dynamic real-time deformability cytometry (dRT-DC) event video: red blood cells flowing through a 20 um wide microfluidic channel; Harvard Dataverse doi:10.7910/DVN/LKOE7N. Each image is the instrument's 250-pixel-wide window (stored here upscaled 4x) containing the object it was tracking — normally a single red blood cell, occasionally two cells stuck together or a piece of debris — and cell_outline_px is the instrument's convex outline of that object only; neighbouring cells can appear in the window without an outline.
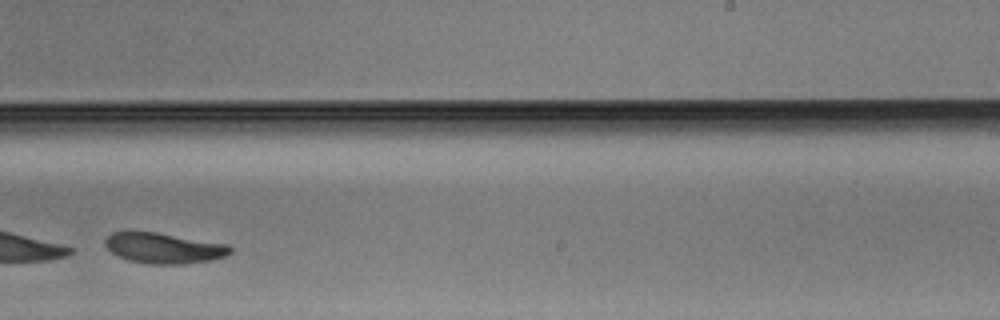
{"species": "Egyptian fruit bat (a non-hibernating species)", "species_latin": "Rousettus aegyptiacus", "temperature_condition": "warm", "stored_images_in_passage": 24, "camera_frame_rate_fps": 3000, "um_per_image_px": 0.085, "animal": {"sex": "male"}, "frame": {"image": 1, "passage_image": 17, "time_ms": 5.333, "image_size_px": [1000, 320], "cell_outline_px": [[232, 252], [224, 256], [212, 260], [184, 264], [148, 264], [128, 260], [112, 252], [104, 244], [104, 240], [112, 232], [156, 232], [228, 244], [232, 248]], "centroid_in_image_um": [13.95, 21.09], "position_along_channel_um": 275.1, "area_um2": 22.2}}